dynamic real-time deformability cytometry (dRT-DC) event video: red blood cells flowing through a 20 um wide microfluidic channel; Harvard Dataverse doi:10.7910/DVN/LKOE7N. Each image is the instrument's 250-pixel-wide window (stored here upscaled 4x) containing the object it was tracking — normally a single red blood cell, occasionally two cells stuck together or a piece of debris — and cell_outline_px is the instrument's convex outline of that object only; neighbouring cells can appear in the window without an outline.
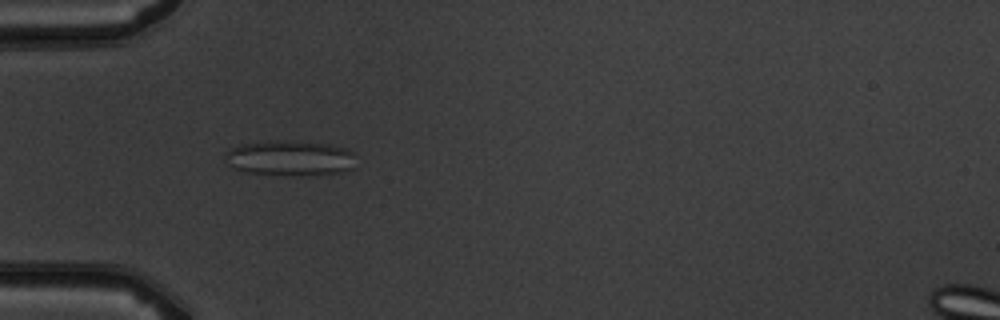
{"species": "common noctule bat (a hibernating species)", "species_latin": "Nyctalus noctula", "temperature_condition": "warm", "stored_images_in_passage": 6, "camera_frame_rate_fps": 3000, "um_per_image_px": 0.085, "animal": {"sex": "male", "body_mass_g": 19.5, "forearm_length_mm": 54.6}, "frame": {"image": 1, "passage_image": 5, "time_ms": 4.667, "image_size_px": [1000, 320], "cell_outline_px": [[356, 168], [340, 172], [304, 176], [248, 172], [232, 168], [228, 164], [224, 156], [224, 152], [240, 144], [268, 140], [272, 140], [328, 144], [344, 148], [352, 152]], "centroid_in_image_um": [24.63, 13.44], "position_along_channel_um": 60.4, "area_um2": 26.88}}
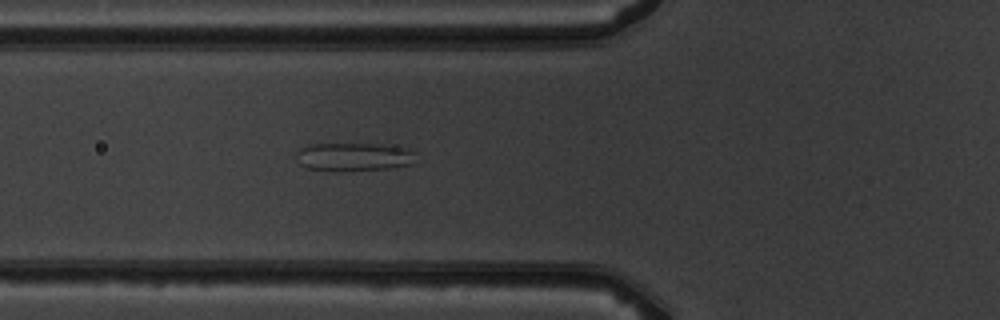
{"frame": {"image": 2, "passage_image": 6, "time_ms": 5.667, "image_size_px": [1000, 320], "cell_outline_px": [[412, 152], [408, 164], [388, 168], [340, 172], [304, 168], [300, 164], [296, 152], [300, 148], [308, 144], [376, 144], [404, 148]], "centroid_in_image_um": [29.9, 13.34], "position_along_channel_um": 95.9, "area_um2": 19.36}}